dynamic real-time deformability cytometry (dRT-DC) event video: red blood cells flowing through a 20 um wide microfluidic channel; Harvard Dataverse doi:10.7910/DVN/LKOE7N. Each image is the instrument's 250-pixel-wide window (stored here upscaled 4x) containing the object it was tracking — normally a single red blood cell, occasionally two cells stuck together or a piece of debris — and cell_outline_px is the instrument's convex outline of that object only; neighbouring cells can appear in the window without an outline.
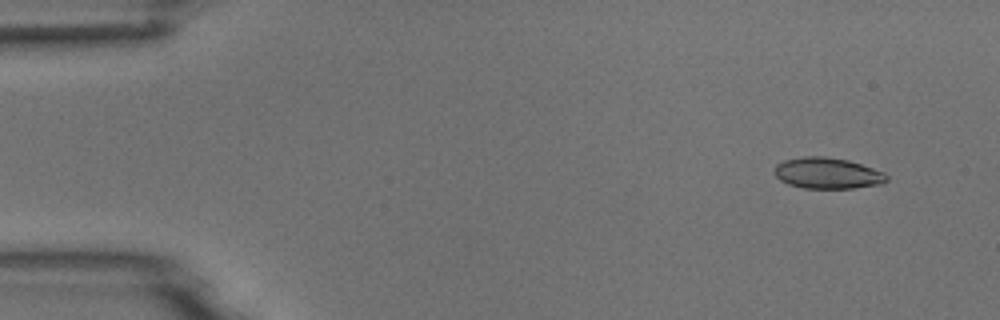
{"species": "common noctule bat (a hibernating species)", "species_latin": "Nyctalus noctula", "temperature_condition": "room temperature", "stored_images_in_passage": 5, "camera_frame_rate_fps": 3000, "um_per_image_px": 0.085, "animal": {"sex": "male", "body_mass_g": 18.8}, "frame": {"image": 1, "passage_image": 2, "time_ms": 1.0, "image_size_px": [1000, 320], "cell_outline_px": [[888, 180], [884, 184], [852, 188], [804, 188], [788, 184], [780, 180], [776, 176], [776, 164], [784, 160], [804, 156], [824, 156], [848, 160], [884, 172], [888, 176]], "centroid_in_image_um": [70.36, 14.72], "position_along_channel_um": 14.6, "area_um2": 20.29}}
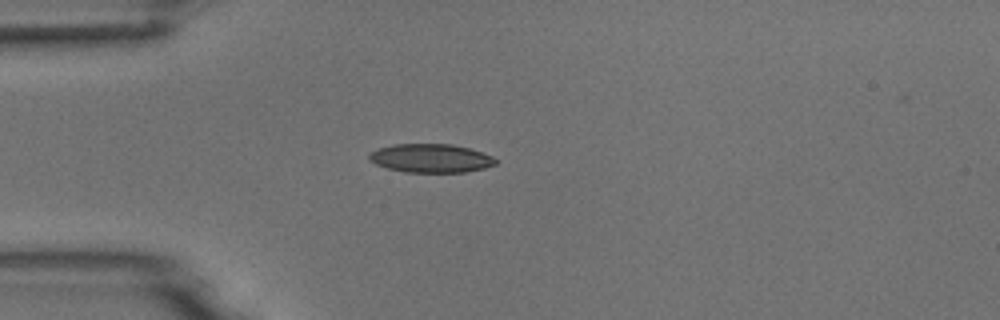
{"frame": {"image": 2, "passage_image": 4, "time_ms": 4.333, "image_size_px": [1000, 320], "cell_outline_px": [[496, 164], [484, 168], [464, 172], [404, 172], [388, 168], [376, 164], [368, 160], [368, 152], [376, 148], [392, 144], [452, 144], [468, 148], [492, 156], [496, 160]], "centroid_in_image_um": [36.55, 13.44], "position_along_channel_um": 48.5, "area_um2": 21.15}}